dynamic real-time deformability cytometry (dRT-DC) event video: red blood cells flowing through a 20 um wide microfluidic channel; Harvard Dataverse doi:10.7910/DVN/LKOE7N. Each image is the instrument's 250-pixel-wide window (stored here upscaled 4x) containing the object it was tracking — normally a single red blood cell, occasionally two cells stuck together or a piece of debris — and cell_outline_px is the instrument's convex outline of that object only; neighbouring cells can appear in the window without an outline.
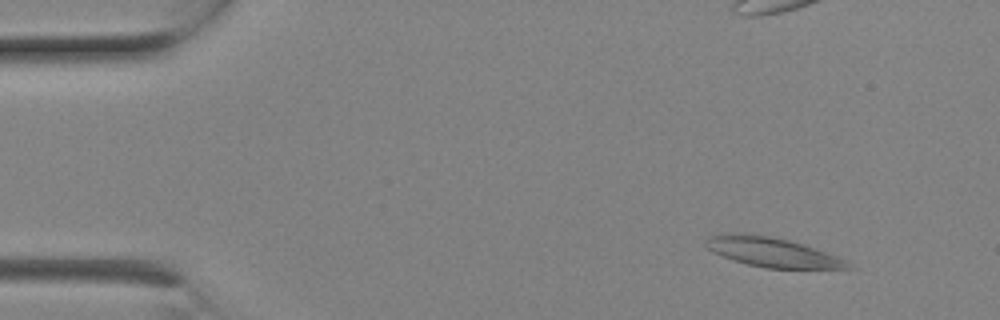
{"species": "Egyptian fruit bat (a non-hibernating species)", "species_latin": "Rousettus aegyptiacus", "temperature_condition": "room temperature", "stored_images_in_passage": 16, "camera_frame_rate_fps": 3000, "um_per_image_px": 0.085, "animal": {"sex": "female"}, "frame": {"image": 1, "passage_image": 3, "time_ms": 0.667, "image_size_px": [1000, 320], "cell_outline_px": [[852, 268], [764, 268], [748, 264], [712, 252], [704, 244], [704, 240], [708, 236], [724, 232], [744, 232], [772, 236], [804, 244], [848, 260]], "centroid_in_image_um": [65.58, 21.4], "position_along_channel_um": 19.4, "area_um2": 24.57}}
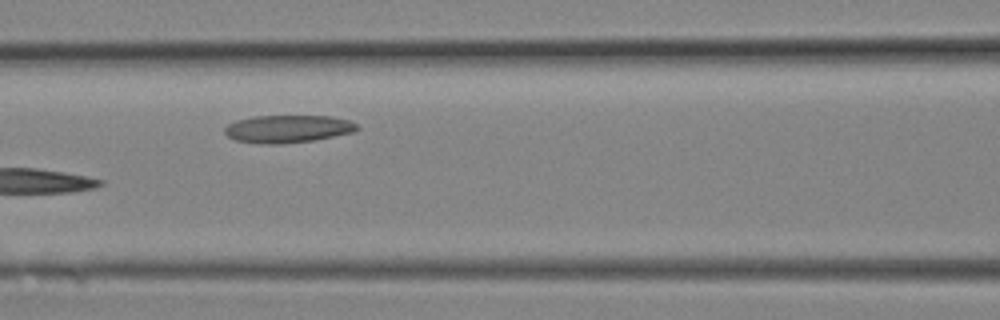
{"frame": {"image": 2, "passage_image": 10, "time_ms": 3.0, "image_size_px": [1000, 320], "cell_outline_px": [[360, 128], [356, 132], [312, 140], [280, 144], [264, 144], [236, 140], [228, 136], [224, 132], [224, 128], [228, 124], [236, 120], [252, 116], [332, 116], [348, 120], [356, 124]], "centroid_in_image_um": [24.47, 10.95], "position_along_channel_um": 142.1, "area_um2": 21.33}}
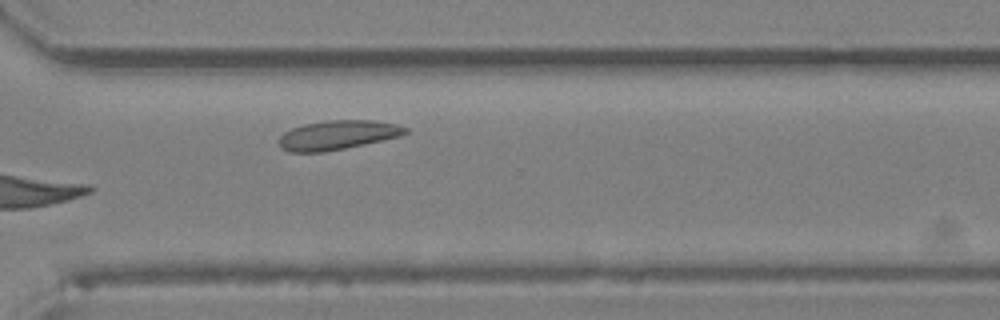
{"frame": {"image": 3, "passage_image": 16, "time_ms": 5.0, "image_size_px": [1000, 320], "cell_outline_px": [[408, 132], [400, 136], [364, 144], [324, 152], [288, 152], [280, 148], [276, 140], [284, 132], [292, 128], [304, 124], [324, 120], [372, 120], [396, 124], [408, 128]], "centroid_in_image_um": [28.64, 11.48], "position_along_channel_um": 342.0, "area_um2": 21.68}}